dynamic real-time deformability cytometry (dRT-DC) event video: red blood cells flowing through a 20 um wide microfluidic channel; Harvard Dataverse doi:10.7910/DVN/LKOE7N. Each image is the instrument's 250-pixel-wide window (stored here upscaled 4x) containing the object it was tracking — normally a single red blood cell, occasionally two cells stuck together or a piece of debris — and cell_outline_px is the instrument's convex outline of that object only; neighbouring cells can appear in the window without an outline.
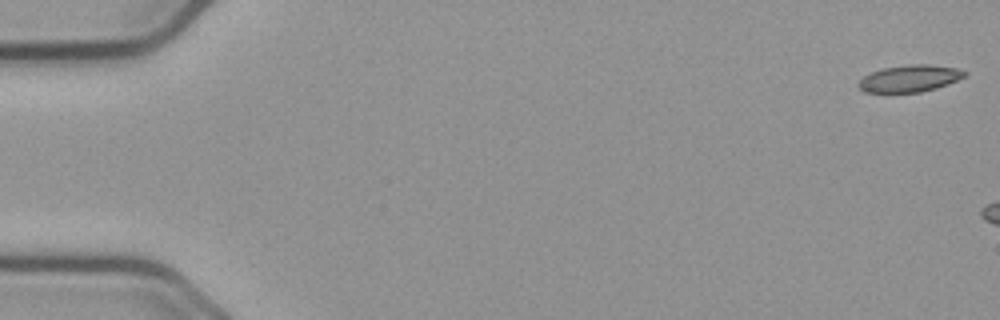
{"species": "common noctule bat (a hibernating species)", "species_latin": "Nyctalus noctula", "temperature_condition": "cold", "stored_images_in_passage": 9, "camera_frame_rate_fps": 3000, "um_per_image_px": 0.085, "animal": {"sex": "male", "body_mass_g": 23.1, "forearm_length_mm": 52.7}, "frame": {"image": 1, "passage_image": 1, "time_ms": 0.0, "image_size_px": [1000, 320], "cell_outline_px": [[968, 76], [948, 84], [936, 88], [920, 92], [864, 92], [856, 84], [864, 76], [872, 72], [884, 68], [908, 64], [928, 64], [956, 68], [968, 72]], "centroid_in_image_um": [77.36, 6.66], "position_along_channel_um": 7.6, "area_um2": 16.65}}